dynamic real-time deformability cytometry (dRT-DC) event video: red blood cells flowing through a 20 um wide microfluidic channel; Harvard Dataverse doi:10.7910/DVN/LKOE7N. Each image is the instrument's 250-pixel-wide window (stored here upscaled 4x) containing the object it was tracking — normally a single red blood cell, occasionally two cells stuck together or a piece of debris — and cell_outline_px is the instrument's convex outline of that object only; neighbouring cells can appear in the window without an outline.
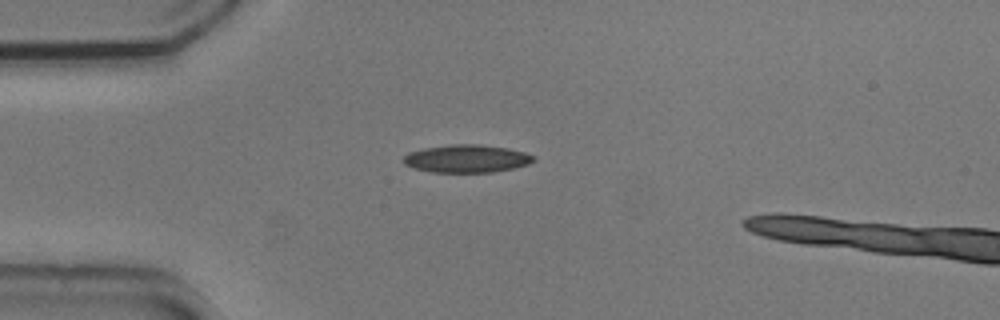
{"species": "common noctule bat (a hibernating species)", "species_latin": "Nyctalus noctula", "temperature_condition": "cold", "stored_images_in_passage": 4, "camera_frame_rate_fps": 3000, "um_per_image_px": 0.085, "animal": {"sex": "male", "body_mass_g": 20.5, "forearm_length_mm": 52.5}, "frame": {"image": 1, "passage_image": 1, "time_ms": 0.0, "image_size_px": [1000, 320], "cell_outline_px": [[536, 160], [528, 164], [516, 168], [492, 172], [432, 172], [412, 168], [404, 164], [400, 160], [408, 152], [424, 148], [448, 144], [480, 144], [508, 148], [524, 152], [536, 156]], "centroid_in_image_um": [39.65, 13.48], "position_along_channel_um": 45.3, "area_um2": 21.44}}